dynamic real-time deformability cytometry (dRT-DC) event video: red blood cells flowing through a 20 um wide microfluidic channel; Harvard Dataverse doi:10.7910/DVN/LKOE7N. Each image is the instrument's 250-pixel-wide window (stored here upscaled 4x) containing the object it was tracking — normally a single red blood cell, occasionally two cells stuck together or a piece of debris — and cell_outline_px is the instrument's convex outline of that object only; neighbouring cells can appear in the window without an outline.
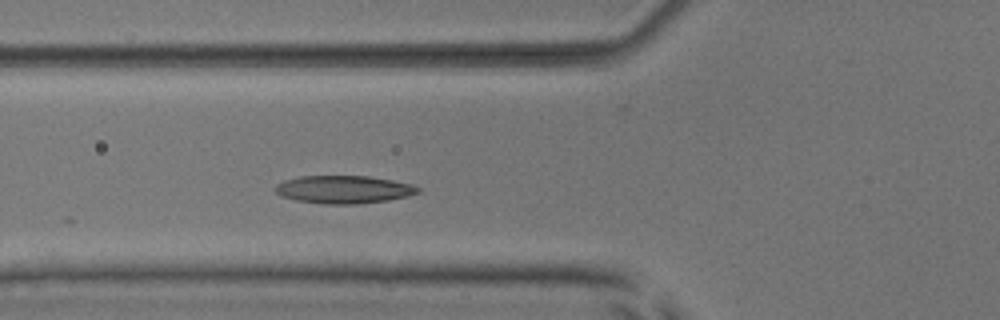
{"species": "common noctule bat (a hibernating species)", "species_latin": "Nyctalus noctula", "temperature_condition": "room temperature", "stored_images_in_passage": 4, "camera_frame_rate_fps": 3000, "um_per_image_px": 0.085, "animal": {"sex": "male", "body_mass_g": 17.9, "forearm_length_mm": 54.2}, "frame": {"image": 1, "passage_image": 4, "time_ms": 3.667, "image_size_px": [1000, 320], "cell_outline_px": [[420, 192], [408, 196], [388, 200], [360, 204], [320, 204], [296, 200], [284, 196], [276, 192], [272, 188], [276, 184], [284, 180], [300, 176], [368, 176], [392, 180], [412, 184], [420, 188]], "centroid_in_image_um": [29.22, 16.11], "position_along_channel_um": 96.6, "area_um2": 23.29}}